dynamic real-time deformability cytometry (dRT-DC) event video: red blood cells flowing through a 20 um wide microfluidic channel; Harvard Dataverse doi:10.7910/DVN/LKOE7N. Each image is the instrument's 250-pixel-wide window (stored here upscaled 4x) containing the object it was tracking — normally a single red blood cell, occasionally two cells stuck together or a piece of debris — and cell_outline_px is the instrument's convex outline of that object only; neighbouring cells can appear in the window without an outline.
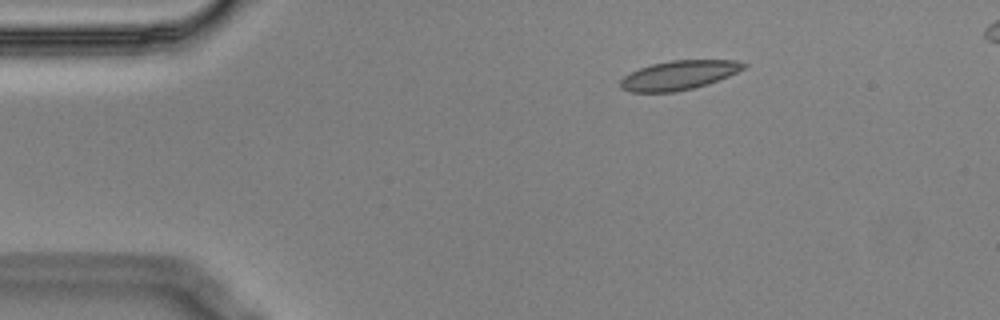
{"species": "Egyptian fruit bat (a non-hibernating species)", "species_latin": "Rousettus aegyptiacus", "temperature_condition": "cold", "stored_images_in_passage": 50, "segment_of_instrument_passage": [1, 2], "camera_frame_rate_fps": 3000, "um_per_image_px": 0.085, "animal": {"sex": "male"}, "frame": {"image": 1, "passage_image": 2, "time_ms": 0.333, "image_size_px": [1000, 320], "cell_outline_px": [[748, 64], [744, 68], [728, 76], [708, 84], [676, 92], [628, 92], [620, 88], [620, 80], [624, 76], [640, 68], [652, 64], [672, 60], [736, 60]], "centroid_in_image_um": [57.69, 6.39], "position_along_channel_um": 27.3, "area_um2": 20.87}}
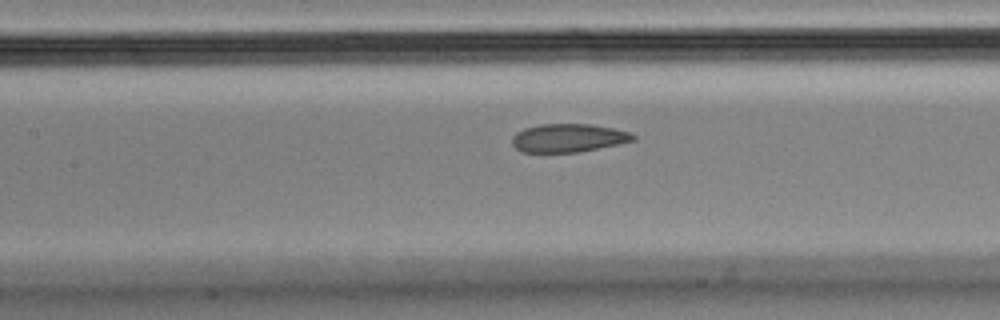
{"frame": {"image": 2, "passage_image": 18, "time_ms": 5.667, "image_size_px": [1000, 320], "cell_outline_px": [[636, 140], [620, 144], [576, 152], [524, 152], [516, 148], [512, 144], [512, 136], [516, 132], [524, 128], [540, 124], [592, 124], [632, 132], [636, 136]], "centroid_in_image_um": [48.33, 11.72], "position_along_channel_um": 159.1, "area_um2": 20.06}}
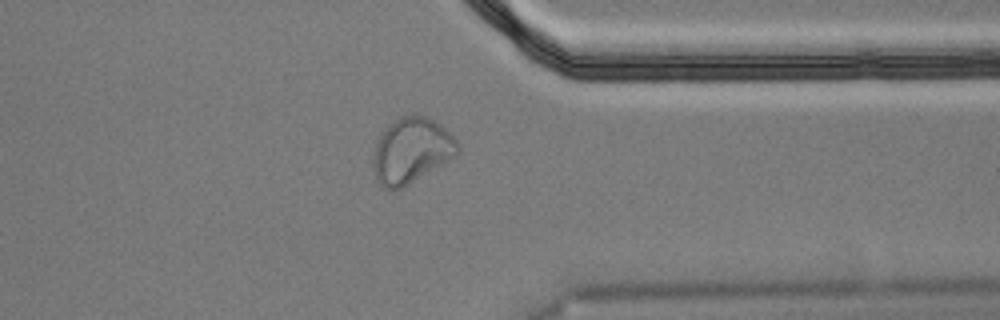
{"frame": {"image": 3, "passage_image": 37, "time_ms": 12.0, "image_size_px": [1000, 320], "cell_outline_px": [[460, 152], [456, 156], [408, 184], [392, 192], [384, 188], [380, 184], [376, 176], [372, 160], [376, 144], [380, 136], [388, 124], [400, 116], [416, 112], [440, 124], [456, 140], [460, 148]], "centroid_in_image_um": [34.96, 12.77], "position_along_channel_um": 376.4, "area_um2": 32.14}}